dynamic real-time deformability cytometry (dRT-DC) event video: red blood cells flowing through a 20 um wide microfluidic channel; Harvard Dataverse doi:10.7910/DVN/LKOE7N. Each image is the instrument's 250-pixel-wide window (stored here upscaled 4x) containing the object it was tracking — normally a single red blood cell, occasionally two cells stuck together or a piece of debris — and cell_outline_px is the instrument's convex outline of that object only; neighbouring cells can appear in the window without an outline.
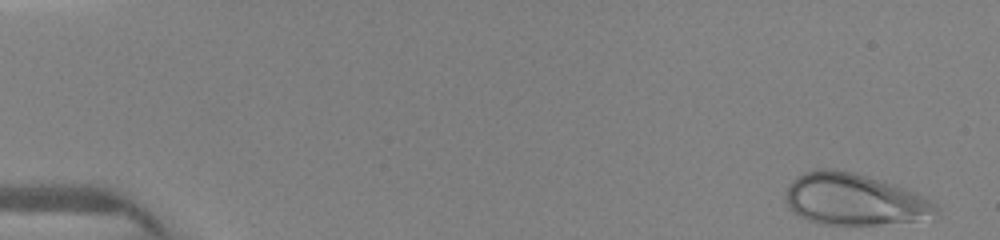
{"species": "human", "species_latin": "Homo sapiens", "temperature_condition": "warm", "stored_images_in_passage": 2, "camera_frame_rate_fps": 3000, "um_per_image_px": 0.085, "donor": {"sex": "female"}, "frame": {"image": 1, "passage_image": 1, "time_ms": 0.0, "image_size_px": [1000, 240], "cell_outline_px": [[940, 216], [936, 220], [876, 224], [820, 224], [808, 220], [792, 212], [788, 208], [784, 200], [784, 196], [788, 184], [796, 176], [804, 172], [816, 168], [832, 168], [852, 172], [884, 180], [896, 184], [936, 204], [940, 208]], "centroid_in_image_um": [72.63, 16.96], "position_along_channel_um": 12.4, "area_um2": 46.18}}